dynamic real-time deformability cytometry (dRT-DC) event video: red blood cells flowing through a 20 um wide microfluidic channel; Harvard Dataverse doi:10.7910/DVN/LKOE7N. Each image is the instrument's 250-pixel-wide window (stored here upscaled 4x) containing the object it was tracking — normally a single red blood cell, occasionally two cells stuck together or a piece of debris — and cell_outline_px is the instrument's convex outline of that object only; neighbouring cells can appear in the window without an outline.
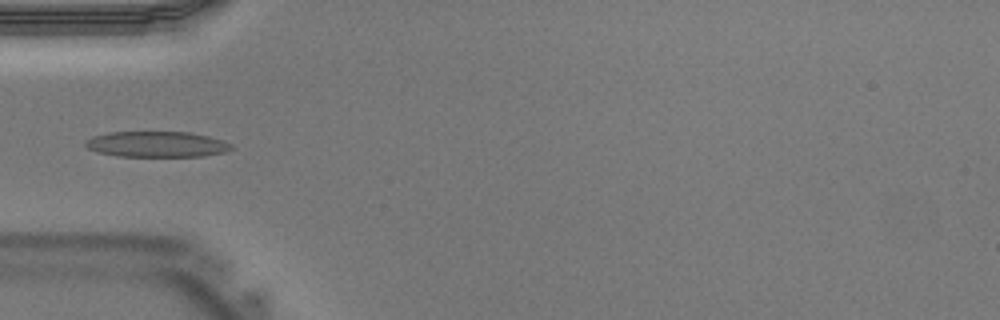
{"species": "Egyptian fruit bat (a non-hibernating species)", "species_latin": "Rousettus aegyptiacus", "temperature_condition": "warm", "stored_images_in_passage": 34, "camera_frame_rate_fps": 3000, "um_per_image_px": 0.085, "animal": {"sex": "male"}, "frame": {"image": 1, "passage_image": 6, "time_ms": 1.667, "image_size_px": [1000, 320], "cell_outline_px": [[232, 148], [224, 152], [204, 156], [120, 156], [96, 152], [88, 148], [84, 144], [84, 140], [92, 136], [108, 132], [188, 132], [208, 136], [224, 140], [232, 144]], "centroid_in_image_um": [13.3, 12.25], "position_along_channel_um": 71.7, "area_um2": 21.91}}
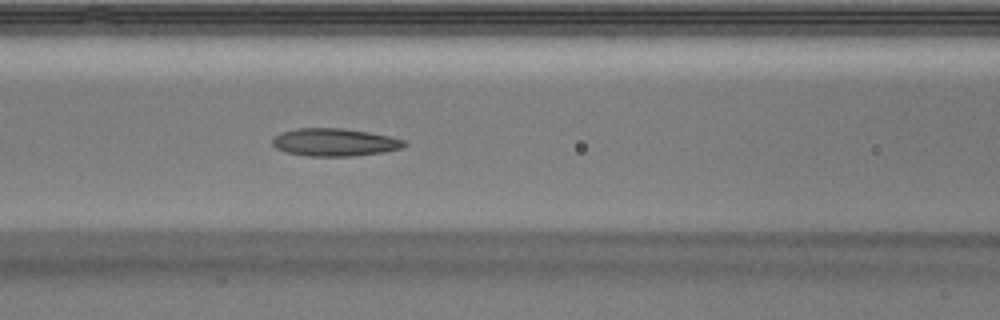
{"frame": {"image": 2, "passage_image": 10, "time_ms": 3.0, "image_size_px": [1000, 320], "cell_outline_px": [[408, 144], [400, 148], [384, 152], [352, 156], [308, 156], [284, 152], [276, 148], [272, 144], [272, 140], [276, 136], [284, 132], [296, 128], [344, 128], [368, 132], [388, 136], [404, 140]], "centroid_in_image_um": [28.43, 12.09], "position_along_channel_um": 138.2, "area_um2": 21.21}}
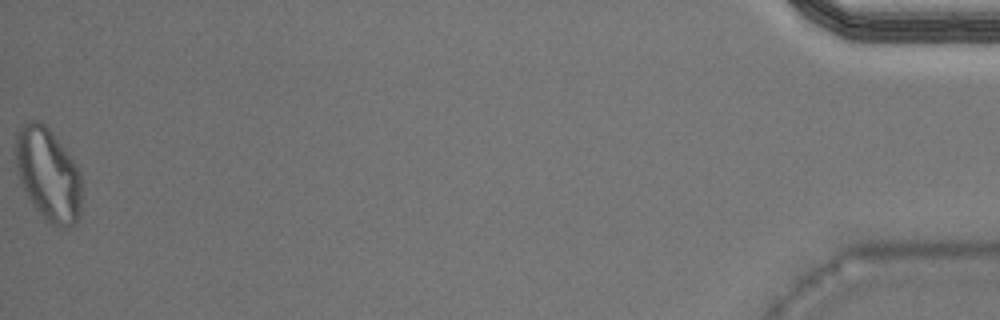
{"frame": {"image": 3, "passage_image": 34, "time_ms": 11.0, "image_size_px": [1000, 320], "cell_outline_px": [[84, 192], [80, 216], [76, 224], [52, 224], [44, 220], [32, 204], [16, 172], [16, 128], [32, 120], [40, 120], [48, 128], [64, 148], [76, 164], [80, 172], [84, 184]], "centroid_in_image_um": [4.13, 14.82], "position_along_channel_um": 431.1, "area_um2": 36.13}}